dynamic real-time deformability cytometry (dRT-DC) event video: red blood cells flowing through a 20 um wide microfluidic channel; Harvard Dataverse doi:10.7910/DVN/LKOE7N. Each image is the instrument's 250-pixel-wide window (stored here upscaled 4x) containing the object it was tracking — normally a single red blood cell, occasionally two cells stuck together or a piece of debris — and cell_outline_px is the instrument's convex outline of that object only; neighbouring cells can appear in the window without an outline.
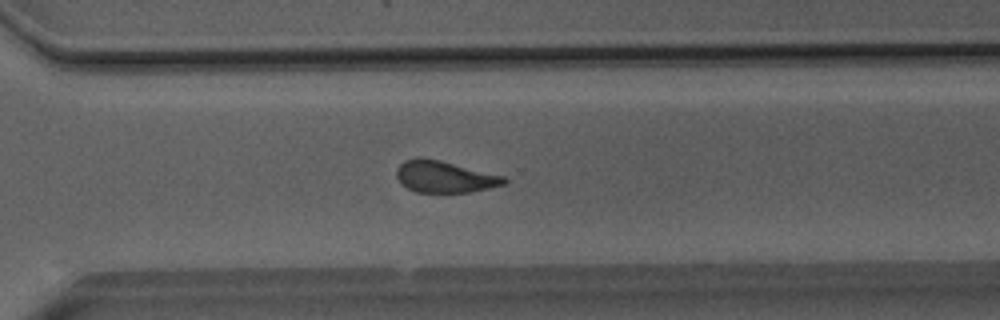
{"species": "Egyptian fruit bat (a non-hibernating species)", "species_latin": "Rousettus aegyptiacus", "temperature_condition": "room temperature", "stored_images_in_passage": 51, "camera_frame_rate_fps": 3000, "um_per_image_px": 0.085, "animal": {"sex": "male"}, "frame": {"image": 1, "passage_image": 37, "time_ms": 12.0, "image_size_px": [1000, 320], "cell_outline_px": [[508, 180], [504, 184], [488, 188], [468, 192], [416, 192], [400, 184], [396, 176], [396, 168], [404, 160], [416, 156], [420, 156], [440, 160], [504, 176]], "centroid_in_image_um": [37.73, 15.0], "position_along_channel_um": 332.9, "area_um2": 19.94}}
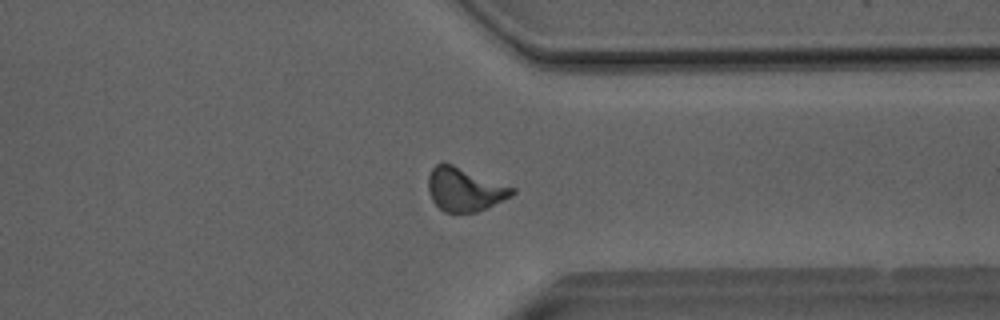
{"frame": {"image": 2, "passage_image": 40, "time_ms": 13.0, "image_size_px": [1000, 320], "cell_outline_px": [[516, 192], [512, 196], [488, 208], [476, 212], [444, 212], [432, 200], [428, 192], [428, 176], [432, 168], [436, 164], [452, 164], [516, 188]], "centroid_in_image_um": [39.51, 16.11], "position_along_channel_um": 371.9, "area_um2": 21.27}}
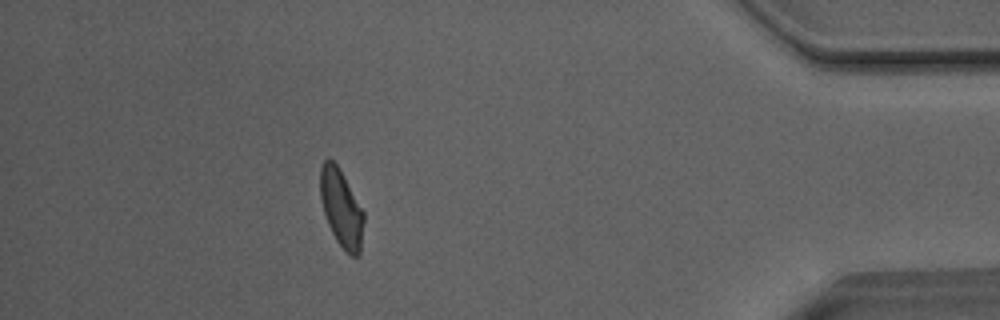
{"frame": {"image": 3, "passage_image": 46, "time_ms": 15.0, "image_size_px": [1000, 320], "cell_outline_px": [[364, 220], [360, 256], [352, 256], [344, 252], [336, 240], [328, 224], [320, 200], [320, 168], [324, 160], [328, 156], [340, 168], [364, 212]], "centroid_in_image_um": [29.01, 17.7], "position_along_channel_um": 406.2, "area_um2": 19.94}, "authors_computed_cell_mechanics": {"area_um2": 20.9236, "velocity_mm_per_s": 4.046, "shape_relaxation_time_tau1_ms": 8.4951, "shape_relaxation_time_tau2_ms": 1.9435, "deformation_change_tau1": 0.1812, "deformation_change_tau2": 0.0833}}